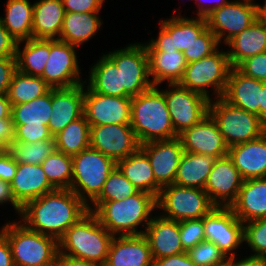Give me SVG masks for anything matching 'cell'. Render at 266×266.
<instances>
[{"instance_id": "28", "label": "cell", "mask_w": 266, "mask_h": 266, "mask_svg": "<svg viewBox=\"0 0 266 266\" xmlns=\"http://www.w3.org/2000/svg\"><path fill=\"white\" fill-rule=\"evenodd\" d=\"M33 5L32 38L56 39L65 16L62 0H40Z\"/></svg>"}, {"instance_id": "23", "label": "cell", "mask_w": 266, "mask_h": 266, "mask_svg": "<svg viewBox=\"0 0 266 266\" xmlns=\"http://www.w3.org/2000/svg\"><path fill=\"white\" fill-rule=\"evenodd\" d=\"M261 92L262 81L247 77L236 67H232L222 98L261 119Z\"/></svg>"}, {"instance_id": "5", "label": "cell", "mask_w": 266, "mask_h": 266, "mask_svg": "<svg viewBox=\"0 0 266 266\" xmlns=\"http://www.w3.org/2000/svg\"><path fill=\"white\" fill-rule=\"evenodd\" d=\"M8 240L14 266H55L58 241L25 224H5L0 231Z\"/></svg>"}, {"instance_id": "8", "label": "cell", "mask_w": 266, "mask_h": 266, "mask_svg": "<svg viewBox=\"0 0 266 266\" xmlns=\"http://www.w3.org/2000/svg\"><path fill=\"white\" fill-rule=\"evenodd\" d=\"M231 69L227 52L216 50L205 58L188 63L178 84L211 101L206 88H213L217 98L222 97Z\"/></svg>"}, {"instance_id": "33", "label": "cell", "mask_w": 266, "mask_h": 266, "mask_svg": "<svg viewBox=\"0 0 266 266\" xmlns=\"http://www.w3.org/2000/svg\"><path fill=\"white\" fill-rule=\"evenodd\" d=\"M89 87L98 94L114 97H130L122 86L121 69L107 56L103 55L91 67Z\"/></svg>"}, {"instance_id": "52", "label": "cell", "mask_w": 266, "mask_h": 266, "mask_svg": "<svg viewBox=\"0 0 266 266\" xmlns=\"http://www.w3.org/2000/svg\"><path fill=\"white\" fill-rule=\"evenodd\" d=\"M14 139L15 127L12 118L0 119V150H8Z\"/></svg>"}, {"instance_id": "58", "label": "cell", "mask_w": 266, "mask_h": 266, "mask_svg": "<svg viewBox=\"0 0 266 266\" xmlns=\"http://www.w3.org/2000/svg\"><path fill=\"white\" fill-rule=\"evenodd\" d=\"M236 257L229 258V266H266V258L246 257L239 262H235Z\"/></svg>"}, {"instance_id": "7", "label": "cell", "mask_w": 266, "mask_h": 266, "mask_svg": "<svg viewBox=\"0 0 266 266\" xmlns=\"http://www.w3.org/2000/svg\"><path fill=\"white\" fill-rule=\"evenodd\" d=\"M209 102V114L215 120L228 147L248 142L264 134L265 123L258 115L235 107L222 97Z\"/></svg>"}, {"instance_id": "47", "label": "cell", "mask_w": 266, "mask_h": 266, "mask_svg": "<svg viewBox=\"0 0 266 266\" xmlns=\"http://www.w3.org/2000/svg\"><path fill=\"white\" fill-rule=\"evenodd\" d=\"M14 127V142L28 144L36 141L51 140L54 138L47 125L14 124Z\"/></svg>"}, {"instance_id": "62", "label": "cell", "mask_w": 266, "mask_h": 266, "mask_svg": "<svg viewBox=\"0 0 266 266\" xmlns=\"http://www.w3.org/2000/svg\"><path fill=\"white\" fill-rule=\"evenodd\" d=\"M259 18L266 26V1L264 6H259Z\"/></svg>"}, {"instance_id": "18", "label": "cell", "mask_w": 266, "mask_h": 266, "mask_svg": "<svg viewBox=\"0 0 266 266\" xmlns=\"http://www.w3.org/2000/svg\"><path fill=\"white\" fill-rule=\"evenodd\" d=\"M178 138L185 152L203 154L216 159L228 154L229 147L210 114L191 128L185 129Z\"/></svg>"}, {"instance_id": "11", "label": "cell", "mask_w": 266, "mask_h": 266, "mask_svg": "<svg viewBox=\"0 0 266 266\" xmlns=\"http://www.w3.org/2000/svg\"><path fill=\"white\" fill-rule=\"evenodd\" d=\"M259 6L246 0L228 2L205 17L207 27L215 34L219 43L223 36L227 43L259 19Z\"/></svg>"}, {"instance_id": "54", "label": "cell", "mask_w": 266, "mask_h": 266, "mask_svg": "<svg viewBox=\"0 0 266 266\" xmlns=\"http://www.w3.org/2000/svg\"><path fill=\"white\" fill-rule=\"evenodd\" d=\"M153 266H196L186 252L153 260Z\"/></svg>"}, {"instance_id": "10", "label": "cell", "mask_w": 266, "mask_h": 266, "mask_svg": "<svg viewBox=\"0 0 266 266\" xmlns=\"http://www.w3.org/2000/svg\"><path fill=\"white\" fill-rule=\"evenodd\" d=\"M169 85L172 89L164 91V98L174 131L179 135L209 114L210 100L178 83Z\"/></svg>"}, {"instance_id": "24", "label": "cell", "mask_w": 266, "mask_h": 266, "mask_svg": "<svg viewBox=\"0 0 266 266\" xmlns=\"http://www.w3.org/2000/svg\"><path fill=\"white\" fill-rule=\"evenodd\" d=\"M143 235L149 243L153 260L185 252L180 239L179 221L162 215L153 217Z\"/></svg>"}, {"instance_id": "29", "label": "cell", "mask_w": 266, "mask_h": 266, "mask_svg": "<svg viewBox=\"0 0 266 266\" xmlns=\"http://www.w3.org/2000/svg\"><path fill=\"white\" fill-rule=\"evenodd\" d=\"M226 44L231 48L227 52L230 65L237 67L246 58L266 52V26L259 18Z\"/></svg>"}, {"instance_id": "21", "label": "cell", "mask_w": 266, "mask_h": 266, "mask_svg": "<svg viewBox=\"0 0 266 266\" xmlns=\"http://www.w3.org/2000/svg\"><path fill=\"white\" fill-rule=\"evenodd\" d=\"M83 84L70 88H51L52 115L48 129L54 137L69 123L83 116L84 91Z\"/></svg>"}, {"instance_id": "51", "label": "cell", "mask_w": 266, "mask_h": 266, "mask_svg": "<svg viewBox=\"0 0 266 266\" xmlns=\"http://www.w3.org/2000/svg\"><path fill=\"white\" fill-rule=\"evenodd\" d=\"M18 163L8 150H0V180L11 183L13 180Z\"/></svg>"}, {"instance_id": "13", "label": "cell", "mask_w": 266, "mask_h": 266, "mask_svg": "<svg viewBox=\"0 0 266 266\" xmlns=\"http://www.w3.org/2000/svg\"><path fill=\"white\" fill-rule=\"evenodd\" d=\"M207 28V21L204 17L187 19L182 16H175L161 22L159 36L152 39L145 48L147 52H166L167 50H178L185 52L194 41Z\"/></svg>"}, {"instance_id": "42", "label": "cell", "mask_w": 266, "mask_h": 266, "mask_svg": "<svg viewBox=\"0 0 266 266\" xmlns=\"http://www.w3.org/2000/svg\"><path fill=\"white\" fill-rule=\"evenodd\" d=\"M137 192V188L116 167L109 174L100 195L93 202L122 200Z\"/></svg>"}, {"instance_id": "36", "label": "cell", "mask_w": 266, "mask_h": 266, "mask_svg": "<svg viewBox=\"0 0 266 266\" xmlns=\"http://www.w3.org/2000/svg\"><path fill=\"white\" fill-rule=\"evenodd\" d=\"M19 44L16 46L17 70L28 75L41 76L50 56V40L29 39L25 40V47L20 51Z\"/></svg>"}, {"instance_id": "55", "label": "cell", "mask_w": 266, "mask_h": 266, "mask_svg": "<svg viewBox=\"0 0 266 266\" xmlns=\"http://www.w3.org/2000/svg\"><path fill=\"white\" fill-rule=\"evenodd\" d=\"M0 266H14L7 238L0 232Z\"/></svg>"}, {"instance_id": "46", "label": "cell", "mask_w": 266, "mask_h": 266, "mask_svg": "<svg viewBox=\"0 0 266 266\" xmlns=\"http://www.w3.org/2000/svg\"><path fill=\"white\" fill-rule=\"evenodd\" d=\"M179 229L185 252L205 240L203 218L179 221Z\"/></svg>"}, {"instance_id": "50", "label": "cell", "mask_w": 266, "mask_h": 266, "mask_svg": "<svg viewBox=\"0 0 266 266\" xmlns=\"http://www.w3.org/2000/svg\"><path fill=\"white\" fill-rule=\"evenodd\" d=\"M17 70L16 58H0V94H7L12 76Z\"/></svg>"}, {"instance_id": "9", "label": "cell", "mask_w": 266, "mask_h": 266, "mask_svg": "<svg viewBox=\"0 0 266 266\" xmlns=\"http://www.w3.org/2000/svg\"><path fill=\"white\" fill-rule=\"evenodd\" d=\"M156 204L167 213L164 218L175 221L204 218L216 207L204 190L174 183L161 188Z\"/></svg>"}, {"instance_id": "57", "label": "cell", "mask_w": 266, "mask_h": 266, "mask_svg": "<svg viewBox=\"0 0 266 266\" xmlns=\"http://www.w3.org/2000/svg\"><path fill=\"white\" fill-rule=\"evenodd\" d=\"M55 266H103V265L87 260L73 258L70 256L58 255Z\"/></svg>"}, {"instance_id": "64", "label": "cell", "mask_w": 266, "mask_h": 266, "mask_svg": "<svg viewBox=\"0 0 266 266\" xmlns=\"http://www.w3.org/2000/svg\"><path fill=\"white\" fill-rule=\"evenodd\" d=\"M264 133L266 134V122H265V129H264Z\"/></svg>"}, {"instance_id": "38", "label": "cell", "mask_w": 266, "mask_h": 266, "mask_svg": "<svg viewBox=\"0 0 266 266\" xmlns=\"http://www.w3.org/2000/svg\"><path fill=\"white\" fill-rule=\"evenodd\" d=\"M50 86L40 77L24 74L16 70L7 92L11 106L26 103L41 97L50 90Z\"/></svg>"}, {"instance_id": "30", "label": "cell", "mask_w": 266, "mask_h": 266, "mask_svg": "<svg viewBox=\"0 0 266 266\" xmlns=\"http://www.w3.org/2000/svg\"><path fill=\"white\" fill-rule=\"evenodd\" d=\"M116 167L138 191L158 197L161 187L155 181L147 155L140 148L128 157L117 161Z\"/></svg>"}, {"instance_id": "40", "label": "cell", "mask_w": 266, "mask_h": 266, "mask_svg": "<svg viewBox=\"0 0 266 266\" xmlns=\"http://www.w3.org/2000/svg\"><path fill=\"white\" fill-rule=\"evenodd\" d=\"M41 165L49 183L55 189H70L73 175L72 156L55 150Z\"/></svg>"}, {"instance_id": "31", "label": "cell", "mask_w": 266, "mask_h": 266, "mask_svg": "<svg viewBox=\"0 0 266 266\" xmlns=\"http://www.w3.org/2000/svg\"><path fill=\"white\" fill-rule=\"evenodd\" d=\"M149 76H152L153 86L162 82L169 84L179 83L187 67V61L183 52L167 50L166 52H147Z\"/></svg>"}, {"instance_id": "48", "label": "cell", "mask_w": 266, "mask_h": 266, "mask_svg": "<svg viewBox=\"0 0 266 266\" xmlns=\"http://www.w3.org/2000/svg\"><path fill=\"white\" fill-rule=\"evenodd\" d=\"M236 68L247 77L266 82V52L246 58Z\"/></svg>"}, {"instance_id": "37", "label": "cell", "mask_w": 266, "mask_h": 266, "mask_svg": "<svg viewBox=\"0 0 266 266\" xmlns=\"http://www.w3.org/2000/svg\"><path fill=\"white\" fill-rule=\"evenodd\" d=\"M56 150L74 156L90 147V124L83 115L54 136Z\"/></svg>"}, {"instance_id": "15", "label": "cell", "mask_w": 266, "mask_h": 266, "mask_svg": "<svg viewBox=\"0 0 266 266\" xmlns=\"http://www.w3.org/2000/svg\"><path fill=\"white\" fill-rule=\"evenodd\" d=\"M205 240L213 242L229 258L235 257L233 250L244 242L243 222L230 207L216 206L203 218Z\"/></svg>"}, {"instance_id": "16", "label": "cell", "mask_w": 266, "mask_h": 266, "mask_svg": "<svg viewBox=\"0 0 266 266\" xmlns=\"http://www.w3.org/2000/svg\"><path fill=\"white\" fill-rule=\"evenodd\" d=\"M90 147L115 162L128 157L140 148L130 124L90 126Z\"/></svg>"}, {"instance_id": "20", "label": "cell", "mask_w": 266, "mask_h": 266, "mask_svg": "<svg viewBox=\"0 0 266 266\" xmlns=\"http://www.w3.org/2000/svg\"><path fill=\"white\" fill-rule=\"evenodd\" d=\"M242 182L239 171L227 155L215 160L204 191L216 206L230 207L237 199Z\"/></svg>"}, {"instance_id": "60", "label": "cell", "mask_w": 266, "mask_h": 266, "mask_svg": "<svg viewBox=\"0 0 266 266\" xmlns=\"http://www.w3.org/2000/svg\"><path fill=\"white\" fill-rule=\"evenodd\" d=\"M195 1H198V0H195ZM220 2L217 3L216 5L214 6H203V5H200V3L198 4V8H199V12L198 13V17H206L211 11L217 9V8H221L223 5H226L229 1L227 0H219Z\"/></svg>"}, {"instance_id": "17", "label": "cell", "mask_w": 266, "mask_h": 266, "mask_svg": "<svg viewBox=\"0 0 266 266\" xmlns=\"http://www.w3.org/2000/svg\"><path fill=\"white\" fill-rule=\"evenodd\" d=\"M131 97L95 93L89 86L84 93V113L90 126L130 124Z\"/></svg>"}, {"instance_id": "19", "label": "cell", "mask_w": 266, "mask_h": 266, "mask_svg": "<svg viewBox=\"0 0 266 266\" xmlns=\"http://www.w3.org/2000/svg\"><path fill=\"white\" fill-rule=\"evenodd\" d=\"M147 155L156 183L162 188L174 183L177 168L184 152L181 140L152 141L140 145Z\"/></svg>"}, {"instance_id": "39", "label": "cell", "mask_w": 266, "mask_h": 266, "mask_svg": "<svg viewBox=\"0 0 266 266\" xmlns=\"http://www.w3.org/2000/svg\"><path fill=\"white\" fill-rule=\"evenodd\" d=\"M51 89L41 97L11 106L14 124L47 125L52 115Z\"/></svg>"}, {"instance_id": "2", "label": "cell", "mask_w": 266, "mask_h": 266, "mask_svg": "<svg viewBox=\"0 0 266 266\" xmlns=\"http://www.w3.org/2000/svg\"><path fill=\"white\" fill-rule=\"evenodd\" d=\"M92 203L95 209L88 206V210L97 216L100 224L113 236L144 234L143 230L137 231L136 227L145 221L147 228L151 221L148 216L157 207L156 197L143 191L122 200Z\"/></svg>"}, {"instance_id": "53", "label": "cell", "mask_w": 266, "mask_h": 266, "mask_svg": "<svg viewBox=\"0 0 266 266\" xmlns=\"http://www.w3.org/2000/svg\"><path fill=\"white\" fill-rule=\"evenodd\" d=\"M17 41L5 29L0 21V58L16 56Z\"/></svg>"}, {"instance_id": "14", "label": "cell", "mask_w": 266, "mask_h": 266, "mask_svg": "<svg viewBox=\"0 0 266 266\" xmlns=\"http://www.w3.org/2000/svg\"><path fill=\"white\" fill-rule=\"evenodd\" d=\"M59 39L50 40V56L40 76L50 88H70L80 84V72L75 49Z\"/></svg>"}, {"instance_id": "63", "label": "cell", "mask_w": 266, "mask_h": 266, "mask_svg": "<svg viewBox=\"0 0 266 266\" xmlns=\"http://www.w3.org/2000/svg\"><path fill=\"white\" fill-rule=\"evenodd\" d=\"M215 266H229V259H228L227 262L221 263V264H218V265H215Z\"/></svg>"}, {"instance_id": "35", "label": "cell", "mask_w": 266, "mask_h": 266, "mask_svg": "<svg viewBox=\"0 0 266 266\" xmlns=\"http://www.w3.org/2000/svg\"><path fill=\"white\" fill-rule=\"evenodd\" d=\"M33 6L29 0L7 1L6 16L0 21L17 42L32 39Z\"/></svg>"}, {"instance_id": "41", "label": "cell", "mask_w": 266, "mask_h": 266, "mask_svg": "<svg viewBox=\"0 0 266 266\" xmlns=\"http://www.w3.org/2000/svg\"><path fill=\"white\" fill-rule=\"evenodd\" d=\"M56 150L55 139L32 143L14 142L8 151L18 164L41 165Z\"/></svg>"}, {"instance_id": "1", "label": "cell", "mask_w": 266, "mask_h": 266, "mask_svg": "<svg viewBox=\"0 0 266 266\" xmlns=\"http://www.w3.org/2000/svg\"><path fill=\"white\" fill-rule=\"evenodd\" d=\"M88 206L70 189H55L28 201L20 215L29 229L58 241L89 211Z\"/></svg>"}, {"instance_id": "22", "label": "cell", "mask_w": 266, "mask_h": 266, "mask_svg": "<svg viewBox=\"0 0 266 266\" xmlns=\"http://www.w3.org/2000/svg\"><path fill=\"white\" fill-rule=\"evenodd\" d=\"M104 266H153L146 237L143 234L114 236Z\"/></svg>"}, {"instance_id": "56", "label": "cell", "mask_w": 266, "mask_h": 266, "mask_svg": "<svg viewBox=\"0 0 266 266\" xmlns=\"http://www.w3.org/2000/svg\"><path fill=\"white\" fill-rule=\"evenodd\" d=\"M8 201L11 202L14 209L18 211L20 215L22 207L15 201L11 192L10 184L0 180V203L3 204Z\"/></svg>"}, {"instance_id": "3", "label": "cell", "mask_w": 266, "mask_h": 266, "mask_svg": "<svg viewBox=\"0 0 266 266\" xmlns=\"http://www.w3.org/2000/svg\"><path fill=\"white\" fill-rule=\"evenodd\" d=\"M130 125L140 145L178 137L170 118L164 91L157 89V86L132 97Z\"/></svg>"}, {"instance_id": "4", "label": "cell", "mask_w": 266, "mask_h": 266, "mask_svg": "<svg viewBox=\"0 0 266 266\" xmlns=\"http://www.w3.org/2000/svg\"><path fill=\"white\" fill-rule=\"evenodd\" d=\"M113 237L100 224L97 216L88 211L58 240V252L61 256H70L104 266Z\"/></svg>"}, {"instance_id": "61", "label": "cell", "mask_w": 266, "mask_h": 266, "mask_svg": "<svg viewBox=\"0 0 266 266\" xmlns=\"http://www.w3.org/2000/svg\"><path fill=\"white\" fill-rule=\"evenodd\" d=\"M261 120L266 122V82L262 81V92H261Z\"/></svg>"}, {"instance_id": "25", "label": "cell", "mask_w": 266, "mask_h": 266, "mask_svg": "<svg viewBox=\"0 0 266 266\" xmlns=\"http://www.w3.org/2000/svg\"><path fill=\"white\" fill-rule=\"evenodd\" d=\"M228 157L243 180L266 177V134L228 148Z\"/></svg>"}, {"instance_id": "34", "label": "cell", "mask_w": 266, "mask_h": 266, "mask_svg": "<svg viewBox=\"0 0 266 266\" xmlns=\"http://www.w3.org/2000/svg\"><path fill=\"white\" fill-rule=\"evenodd\" d=\"M102 25L97 13H65L60 35L56 38L73 46L88 41Z\"/></svg>"}, {"instance_id": "43", "label": "cell", "mask_w": 266, "mask_h": 266, "mask_svg": "<svg viewBox=\"0 0 266 266\" xmlns=\"http://www.w3.org/2000/svg\"><path fill=\"white\" fill-rule=\"evenodd\" d=\"M247 223V224H246ZM244 242L256 253L250 257L266 258V218L243 223Z\"/></svg>"}, {"instance_id": "59", "label": "cell", "mask_w": 266, "mask_h": 266, "mask_svg": "<svg viewBox=\"0 0 266 266\" xmlns=\"http://www.w3.org/2000/svg\"><path fill=\"white\" fill-rule=\"evenodd\" d=\"M11 117V104L7 94H0V119Z\"/></svg>"}, {"instance_id": "32", "label": "cell", "mask_w": 266, "mask_h": 266, "mask_svg": "<svg viewBox=\"0 0 266 266\" xmlns=\"http://www.w3.org/2000/svg\"><path fill=\"white\" fill-rule=\"evenodd\" d=\"M215 160L216 158L211 156L184 151L177 168L174 184L204 190Z\"/></svg>"}, {"instance_id": "44", "label": "cell", "mask_w": 266, "mask_h": 266, "mask_svg": "<svg viewBox=\"0 0 266 266\" xmlns=\"http://www.w3.org/2000/svg\"><path fill=\"white\" fill-rule=\"evenodd\" d=\"M186 253L196 266H215L229 259L213 242L206 240L198 243Z\"/></svg>"}, {"instance_id": "27", "label": "cell", "mask_w": 266, "mask_h": 266, "mask_svg": "<svg viewBox=\"0 0 266 266\" xmlns=\"http://www.w3.org/2000/svg\"><path fill=\"white\" fill-rule=\"evenodd\" d=\"M10 187L15 201L21 207L28 201L55 190L49 183L42 165L30 164H18Z\"/></svg>"}, {"instance_id": "12", "label": "cell", "mask_w": 266, "mask_h": 266, "mask_svg": "<svg viewBox=\"0 0 266 266\" xmlns=\"http://www.w3.org/2000/svg\"><path fill=\"white\" fill-rule=\"evenodd\" d=\"M107 56L121 69L122 86L132 98L153 86L149 79L148 54L143 44L110 52Z\"/></svg>"}, {"instance_id": "26", "label": "cell", "mask_w": 266, "mask_h": 266, "mask_svg": "<svg viewBox=\"0 0 266 266\" xmlns=\"http://www.w3.org/2000/svg\"><path fill=\"white\" fill-rule=\"evenodd\" d=\"M230 208L243 223L266 218V177L243 180Z\"/></svg>"}, {"instance_id": "6", "label": "cell", "mask_w": 266, "mask_h": 266, "mask_svg": "<svg viewBox=\"0 0 266 266\" xmlns=\"http://www.w3.org/2000/svg\"><path fill=\"white\" fill-rule=\"evenodd\" d=\"M72 161L70 190L88 205L86 197L93 202L100 195L109 174L116 168V162L91 147L72 156Z\"/></svg>"}, {"instance_id": "45", "label": "cell", "mask_w": 266, "mask_h": 266, "mask_svg": "<svg viewBox=\"0 0 266 266\" xmlns=\"http://www.w3.org/2000/svg\"><path fill=\"white\" fill-rule=\"evenodd\" d=\"M218 45L215 34L207 27L183 54L187 63H191L209 56L217 50Z\"/></svg>"}, {"instance_id": "49", "label": "cell", "mask_w": 266, "mask_h": 266, "mask_svg": "<svg viewBox=\"0 0 266 266\" xmlns=\"http://www.w3.org/2000/svg\"><path fill=\"white\" fill-rule=\"evenodd\" d=\"M65 13H99L104 0H62Z\"/></svg>"}]
</instances>
